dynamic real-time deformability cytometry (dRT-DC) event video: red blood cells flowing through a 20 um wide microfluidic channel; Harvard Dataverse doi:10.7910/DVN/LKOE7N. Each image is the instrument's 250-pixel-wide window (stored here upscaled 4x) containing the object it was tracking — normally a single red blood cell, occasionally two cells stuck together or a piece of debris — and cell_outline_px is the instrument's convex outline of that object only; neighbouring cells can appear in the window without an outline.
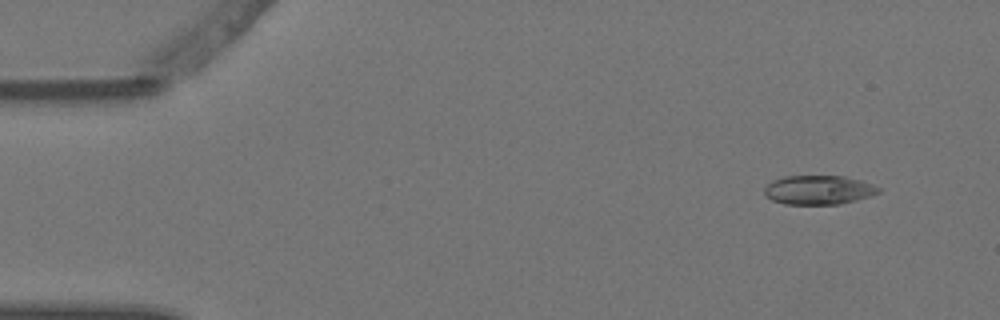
{"species": "Egyptian fruit bat (a non-hibernating species)", "species_latin": "Rousettus aegyptiacus", "temperature_condition": "warm", "stored_images_in_passage": 6, "camera_frame_rate_fps": 3000, "um_per_image_px": 0.085, "animal": {"sex": "female"}, "frame": {"image": 1, "passage_image": 1, "time_ms": 0.0, "image_size_px": [1000, 320], "cell_outline_px": [[880, 192], [872, 196], [840, 204], [784, 204], [772, 200], [764, 196], [764, 188], [772, 180], [784, 176], [844, 176], [860, 180], [872, 184], [880, 188]], "centroid_in_image_um": [69.57, 16.14], "position_along_channel_um": 15.4, "area_um2": 19.48}}
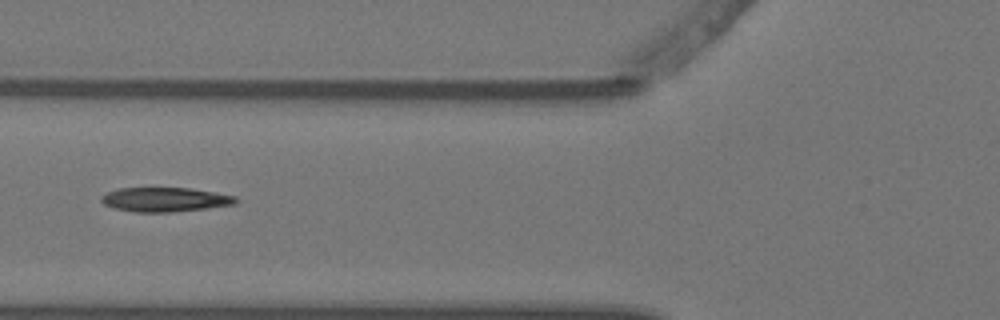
{"frame": {"image": 2, "passage_image": 4, "time_ms": 1.0, "image_size_px": [1000, 320], "cell_outline_px": [[240, 200], [236, 204], [208, 208], [172, 212], [136, 212], [112, 208], [104, 204], [100, 200], [100, 196], [108, 192], [120, 188], [188, 188], [216, 192], [236, 196]], "centroid_in_image_um": [14.05, 16.96], "position_along_channel_um": 111.8, "area_um2": 19.19}}
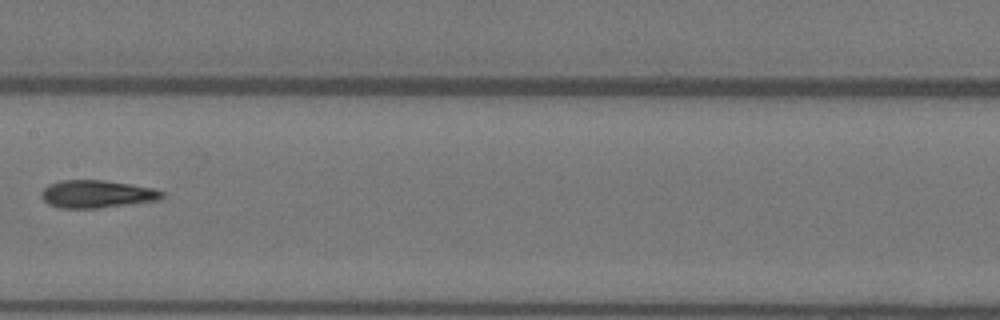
{"frame": {"image": 3, "passage_image": 6, "time_ms": 1.667, "image_size_px": [1000, 320], "cell_outline_px": [[164, 196], [160, 200], [96, 208], [60, 208], [48, 204], [40, 196], [40, 192], [48, 184], [60, 180], [104, 180], [152, 188], [164, 192]], "centroid_in_image_um": [8.19, 16.49], "position_along_channel_um": 199.2, "area_um2": 19.42}}